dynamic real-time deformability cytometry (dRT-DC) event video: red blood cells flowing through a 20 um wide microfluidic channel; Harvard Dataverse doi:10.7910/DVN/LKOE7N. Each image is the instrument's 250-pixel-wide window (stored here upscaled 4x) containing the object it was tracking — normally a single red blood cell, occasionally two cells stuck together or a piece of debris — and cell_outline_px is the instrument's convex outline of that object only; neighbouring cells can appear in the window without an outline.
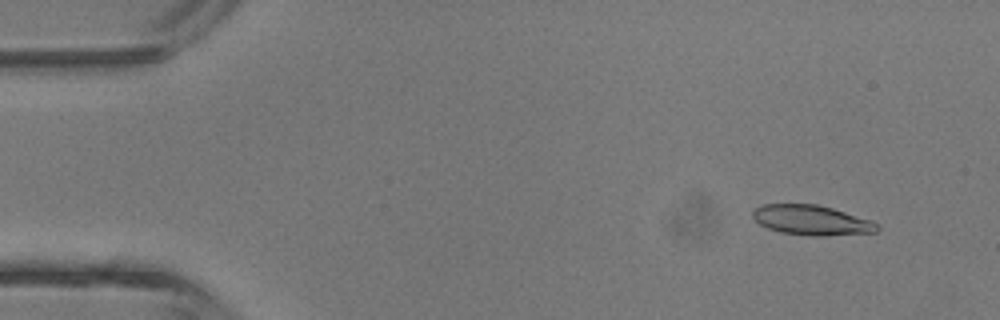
{"species": "common noctule bat (a hibernating species)", "species_latin": "Nyctalus noctula", "temperature_condition": "room temperature", "stored_images_in_passage": 2, "camera_frame_rate_fps": 3000, "um_per_image_px": 0.085, "animal": {"sex": "male", "body_mass_g": 13.3}, "frame": {"image": 1, "passage_image": 2, "time_ms": 1.333, "image_size_px": [1000, 320], "cell_outline_px": [[880, 228], [876, 232], [824, 236], [812, 236], [780, 232], [768, 228], [760, 224], [752, 216], [752, 212], [756, 208], [764, 204], [816, 204], [832, 208], [872, 220]], "centroid_in_image_um": [68.99, 18.72], "position_along_channel_um": 16.0, "area_um2": 21.62}}